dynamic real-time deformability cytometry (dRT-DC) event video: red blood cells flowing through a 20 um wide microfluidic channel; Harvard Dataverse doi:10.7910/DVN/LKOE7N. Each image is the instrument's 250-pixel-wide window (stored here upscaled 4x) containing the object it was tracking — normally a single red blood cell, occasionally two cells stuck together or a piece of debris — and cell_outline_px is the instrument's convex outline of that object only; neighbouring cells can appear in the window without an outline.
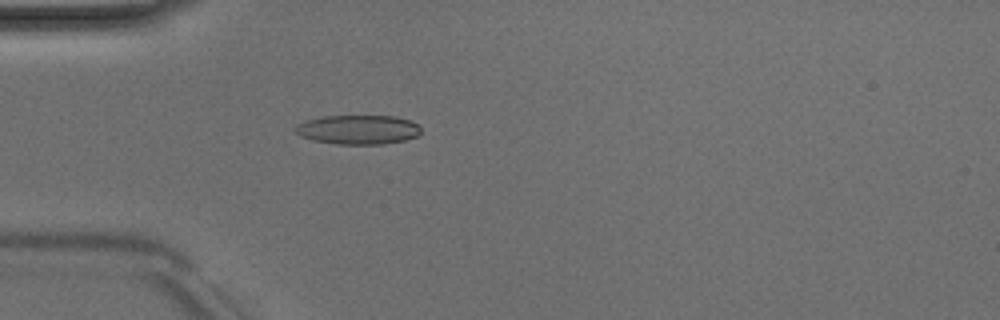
{"species": "Egyptian fruit bat (a non-hibernating species)", "species_latin": "Rousettus aegyptiacus", "temperature_condition": "room temperature", "stored_images_in_passage": 4, "camera_frame_rate_fps": 3000, "um_per_image_px": 0.085, "animal": {"sex": "male"}, "frame": {"image": 1, "passage_image": 4, "time_ms": 3.667, "image_size_px": [1000, 320], "cell_outline_px": [[420, 132], [416, 136], [404, 140], [384, 144], [336, 144], [312, 140], [300, 136], [296, 132], [296, 124], [308, 120], [324, 116], [392, 116], [408, 120], [416, 124], [420, 128]], "centroid_in_image_um": [30.41, 11.02], "position_along_channel_um": 54.6, "area_um2": 21.21}}